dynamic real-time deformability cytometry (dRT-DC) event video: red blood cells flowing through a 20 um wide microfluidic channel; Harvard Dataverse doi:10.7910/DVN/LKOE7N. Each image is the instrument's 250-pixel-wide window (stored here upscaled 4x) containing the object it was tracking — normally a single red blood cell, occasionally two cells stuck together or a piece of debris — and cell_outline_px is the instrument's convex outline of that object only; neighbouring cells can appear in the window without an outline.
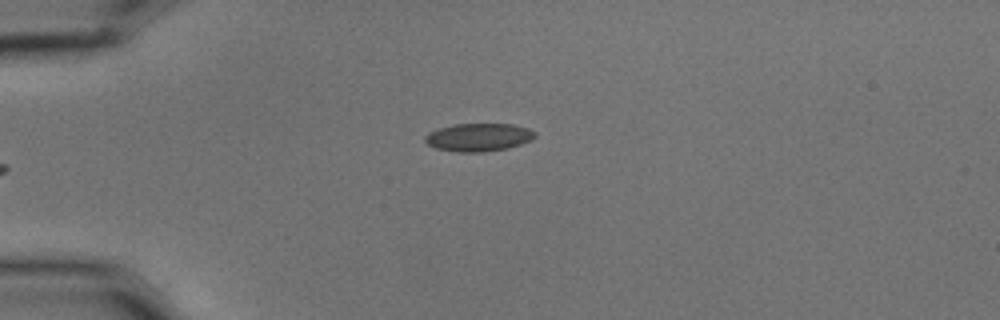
{"species": "common noctule bat (a hibernating species)", "species_latin": "Nyctalus noctula", "temperature_condition": "cold", "stored_images_in_passage": 4, "camera_frame_rate_fps": 3000, "um_per_image_px": 0.085, "animal": {"sex": "male", "body_mass_g": 15.6}, "frame": {"image": 1, "passage_image": 1, "time_ms": 0.0, "image_size_px": [1000, 320], "cell_outline_px": [[536, 136], [532, 140], [508, 148], [484, 152], [456, 152], [436, 148], [428, 144], [424, 140], [424, 136], [428, 132], [452, 124], [512, 124], [528, 128], [536, 132]], "centroid_in_image_um": [40.68, 11.67], "position_along_channel_um": 44.3, "area_um2": 18.03}}
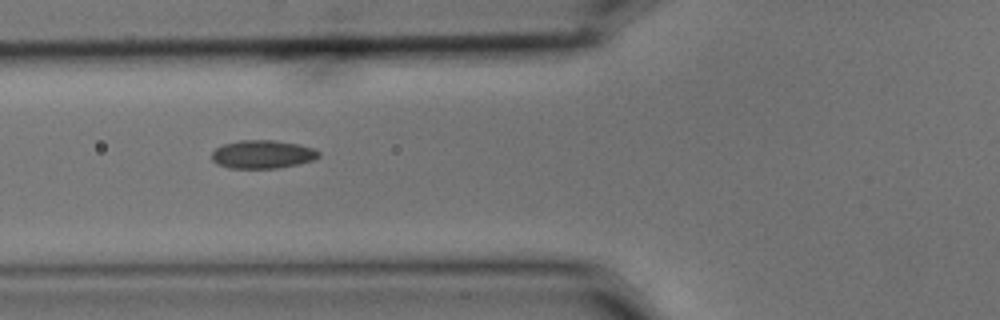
{"frame": {"image": 2, "passage_image": 3, "time_ms": 0.667, "image_size_px": [1000, 320], "cell_outline_px": [[320, 156], [312, 160], [296, 164], [276, 168], [228, 168], [216, 164], [212, 160], [212, 152], [216, 148], [224, 144], [240, 140], [272, 140], [300, 144], [312, 148], [320, 152]], "centroid_in_image_um": [22.29, 13.11], "position_along_channel_um": 103.5, "area_um2": 17.57}}
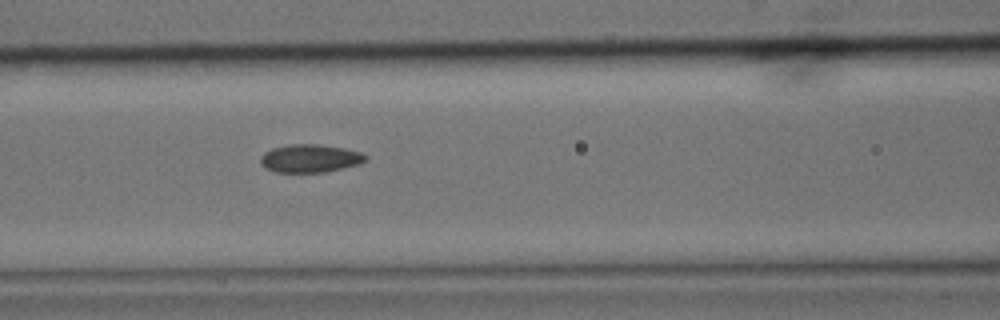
{"frame": {"image": 3, "passage_image": 4, "time_ms": 1.0, "image_size_px": [1000, 320], "cell_outline_px": [[368, 160], [360, 164], [324, 172], [276, 172], [264, 168], [260, 164], [260, 156], [264, 152], [272, 148], [288, 144], [320, 144], [344, 148], [364, 152], [368, 156]], "centroid_in_image_um": [26.37, 13.45], "position_along_channel_um": 140.2, "area_um2": 17.51}}